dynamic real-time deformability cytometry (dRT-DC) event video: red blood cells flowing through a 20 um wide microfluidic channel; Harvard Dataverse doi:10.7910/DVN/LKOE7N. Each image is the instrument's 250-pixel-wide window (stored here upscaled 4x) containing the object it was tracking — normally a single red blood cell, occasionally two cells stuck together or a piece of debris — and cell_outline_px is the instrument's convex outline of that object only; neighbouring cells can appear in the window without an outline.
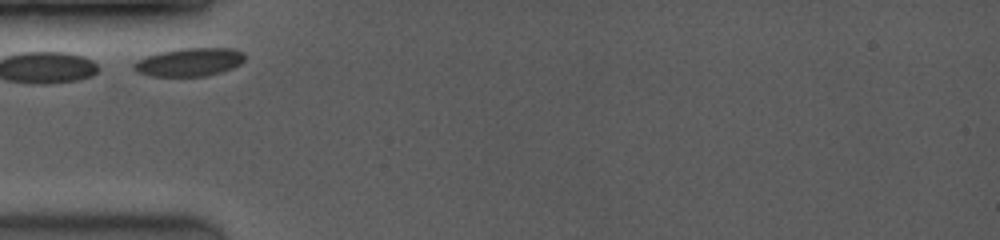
{"species": "common noctule bat (a hibernating species)", "species_latin": "Nyctalus noctula", "temperature_condition": "room temperature", "stored_images_in_passage": 20, "camera_frame_rate_fps": 3500, "um_per_image_px": 0.085, "animal": {"sex": "female", "body_mass_g": 19.0, "forearm_length_mm": 53.3}, "frame": {"image": 1, "passage_image": 1, "time_ms": 0.0, "image_size_px": [1000, 240], "cell_outline_px": [[244, 60], [240, 64], [232, 68], [220, 72], [204, 76], [152, 76], [136, 72], [132, 68], [132, 64], [136, 60], [160, 52], [184, 48], [232, 48], [244, 52]], "centroid_in_image_um": [16.08, 5.28], "position_along_channel_um": 68.9, "area_um2": 18.21}}